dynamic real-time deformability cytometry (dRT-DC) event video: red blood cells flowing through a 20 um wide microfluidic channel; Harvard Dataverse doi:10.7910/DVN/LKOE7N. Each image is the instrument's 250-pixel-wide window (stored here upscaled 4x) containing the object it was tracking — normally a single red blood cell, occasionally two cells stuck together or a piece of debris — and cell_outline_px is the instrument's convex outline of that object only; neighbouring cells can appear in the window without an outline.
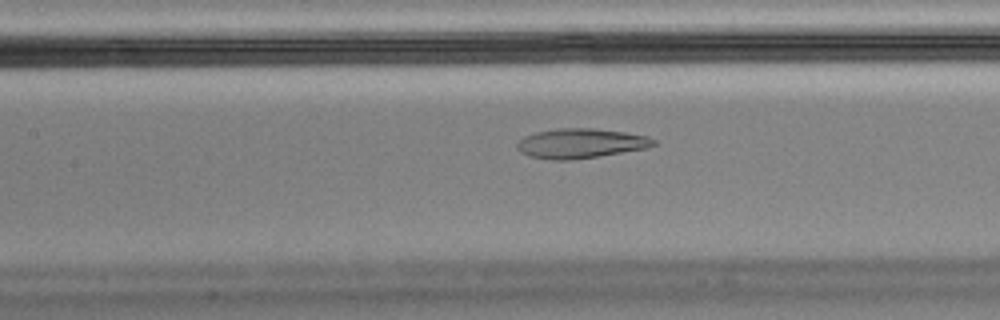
{"species": "Egyptian fruit bat (a non-hibernating species)", "species_latin": "Rousettus aegyptiacus", "temperature_condition": "cold", "stored_images_in_passage": 57, "camera_frame_rate_fps": 3000, "um_per_image_px": 0.085, "animal": {"sex": "male"}, "frame": {"image": 1, "passage_image": 25, "time_ms": 8.0, "image_size_px": [1000, 320], "cell_outline_px": [[656, 144], [648, 148], [596, 156], [568, 160], [552, 160], [532, 156], [520, 152], [516, 148], [516, 144], [524, 136], [536, 132], [556, 128], [592, 128], [624, 132], [648, 136], [656, 140]], "centroid_in_image_um": [49.35, 12.17], "position_along_channel_um": 158.0, "area_um2": 23.47}, "authors_computed_cell_mechanics": {"area_um2": 25.0852, "velocity_mm_per_s": 3.4436, "shape_relaxation_time_tau1_ms": null, "shape_relaxation_time_tau2_ms": 1.3122, "deformation_change_tau1": null, "deformation_change_tau2": 0.0812}}